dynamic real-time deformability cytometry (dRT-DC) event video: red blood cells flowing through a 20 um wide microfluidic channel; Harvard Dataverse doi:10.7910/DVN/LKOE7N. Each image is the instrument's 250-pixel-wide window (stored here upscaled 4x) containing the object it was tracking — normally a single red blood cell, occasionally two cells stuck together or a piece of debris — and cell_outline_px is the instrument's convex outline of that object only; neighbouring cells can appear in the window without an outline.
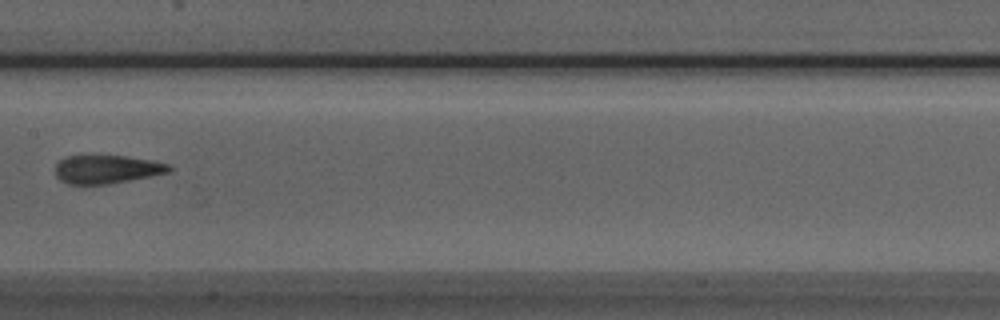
{"species": "Egyptian fruit bat (a non-hibernating species)", "species_latin": "Rousettus aegyptiacus", "temperature_condition": "room temperature", "stored_images_in_passage": 6, "camera_frame_rate_fps": 3000, "um_per_image_px": 0.085, "animal": {"sex": "male"}, "frame": {"image": 1, "passage_image": 6, "time_ms": 1.667, "image_size_px": [1000, 320], "cell_outline_px": [[172, 168], [168, 172], [108, 184], [68, 184], [60, 180], [56, 176], [56, 164], [60, 160], [68, 156], [124, 156], [152, 160], [168, 164]], "centroid_in_image_um": [9.05, 14.39], "position_along_channel_um": 198.4, "area_um2": 18.5}}